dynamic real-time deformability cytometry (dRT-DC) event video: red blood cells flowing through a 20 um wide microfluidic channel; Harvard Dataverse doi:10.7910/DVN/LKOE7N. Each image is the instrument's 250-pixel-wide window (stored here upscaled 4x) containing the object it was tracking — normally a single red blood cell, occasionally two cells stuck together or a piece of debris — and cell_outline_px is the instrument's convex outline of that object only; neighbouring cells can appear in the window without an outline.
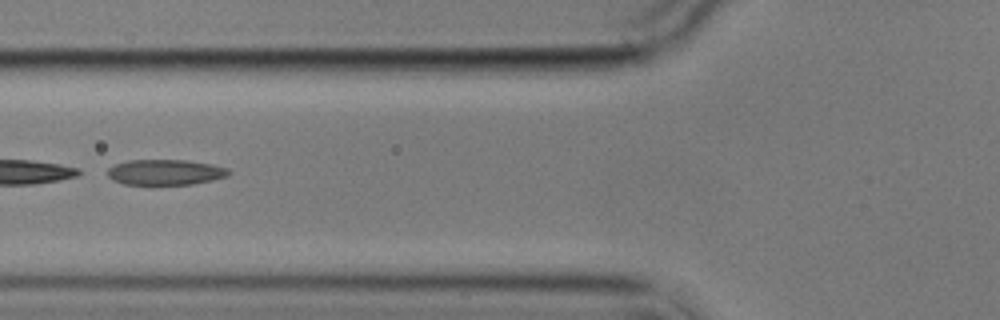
{"species": "common noctule bat (a hibernating species)", "species_latin": "Nyctalus noctula", "temperature_condition": "cold", "stored_images_in_passage": 11, "camera_frame_rate_fps": 3000, "um_per_image_px": 0.085, "animal": {"sex": "male", "body_mass_g": 17.9}, "frame": {"image": 1, "passage_image": 2, "time_ms": 1.333, "image_size_px": [1000, 320], "cell_outline_px": [[232, 172], [228, 176], [212, 180], [192, 184], [124, 184], [112, 180], [108, 176], [108, 168], [116, 164], [128, 160], [188, 160], [212, 164], [228, 168]], "centroid_in_image_um": [14.08, 14.63], "position_along_channel_um": 111.7, "area_um2": 18.03}}
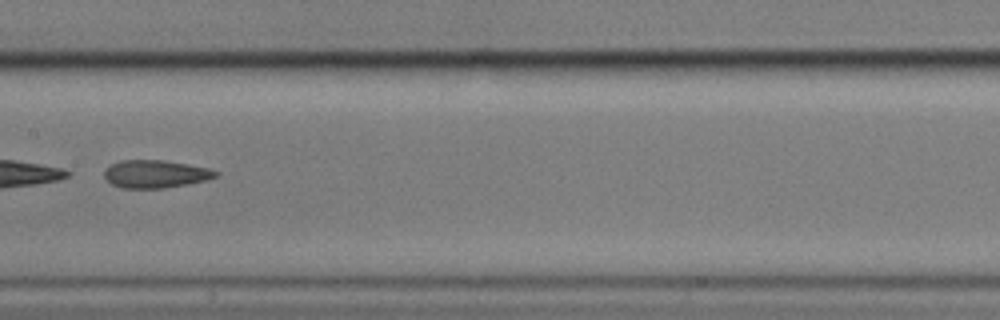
{"frame": {"image": 2, "passage_image": 4, "time_ms": 3.667, "image_size_px": [1000, 320], "cell_outline_px": [[220, 172], [216, 176], [204, 180], [188, 184], [164, 188], [120, 188], [112, 184], [104, 176], [104, 168], [120, 160], [164, 160], [188, 164], [208, 168]], "centroid_in_image_um": [13.19, 14.78], "position_along_channel_um": 194.2, "area_um2": 18.03}}
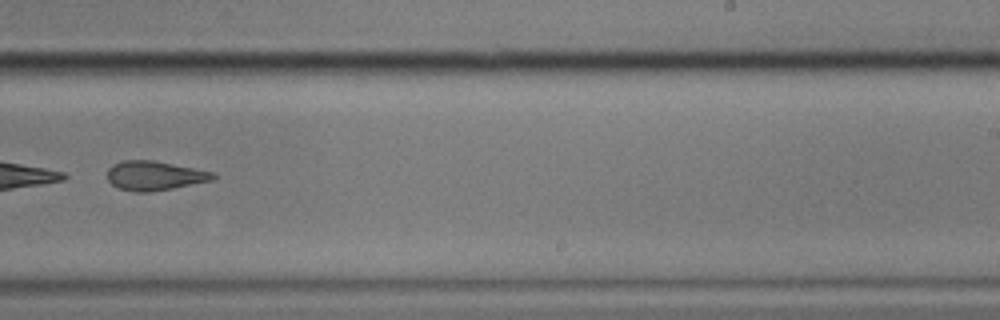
{"frame": {"image": 3, "passage_image": 6, "time_ms": 6.0, "image_size_px": [1000, 320], "cell_outline_px": [[216, 176], [212, 180], [172, 188], [148, 192], [136, 192], [120, 188], [112, 184], [108, 180], [108, 168], [112, 164], [124, 160], [152, 160], [216, 172]], "centroid_in_image_um": [13.14, 14.92], "position_along_channel_um": 275.9, "area_um2": 17.92}, "authors_computed_cell_mechanics": {"area_um2": 18.496, "velocity_mm_per_s": 3.5261, "shape_relaxation_time_tau1_ms": 3.309, "shape_relaxation_time_tau2_ms": 2.9505, "deformation_change_tau1": 0.1011, "deformation_change_tau2": 0.1013}}